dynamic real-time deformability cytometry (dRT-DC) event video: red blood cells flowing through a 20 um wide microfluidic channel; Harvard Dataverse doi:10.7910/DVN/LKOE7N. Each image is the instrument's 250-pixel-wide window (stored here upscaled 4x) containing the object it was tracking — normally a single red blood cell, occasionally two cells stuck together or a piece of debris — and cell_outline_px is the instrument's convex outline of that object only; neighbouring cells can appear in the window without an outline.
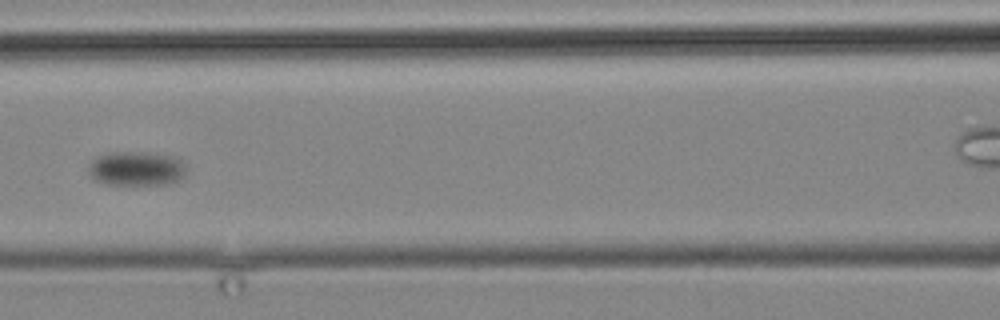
{"species": "common noctule bat (a hibernating species)", "species_latin": "Nyctalus noctula", "temperature_condition": "cold", "stored_images_in_passage": 16, "camera_frame_rate_fps": 3000, "um_per_image_px": 0.085, "animal": {"sex": "male", "body_mass_g": 19.2, "forearm_length_mm": 51.8}, "frame": {"image": 1, "passage_image": 14, "time_ms": 20.0, "image_size_px": [1000, 320], "cell_outline_px": [[184, 176], [180, 180], [168, 184], [108, 184], [92, 180], [88, 172], [88, 164], [96, 156], [108, 152], [148, 152], [172, 156], [180, 160], [184, 164]], "centroid_in_image_um": [11.54, 14.32], "position_along_channel_um": 155.1, "area_um2": 19.77}}